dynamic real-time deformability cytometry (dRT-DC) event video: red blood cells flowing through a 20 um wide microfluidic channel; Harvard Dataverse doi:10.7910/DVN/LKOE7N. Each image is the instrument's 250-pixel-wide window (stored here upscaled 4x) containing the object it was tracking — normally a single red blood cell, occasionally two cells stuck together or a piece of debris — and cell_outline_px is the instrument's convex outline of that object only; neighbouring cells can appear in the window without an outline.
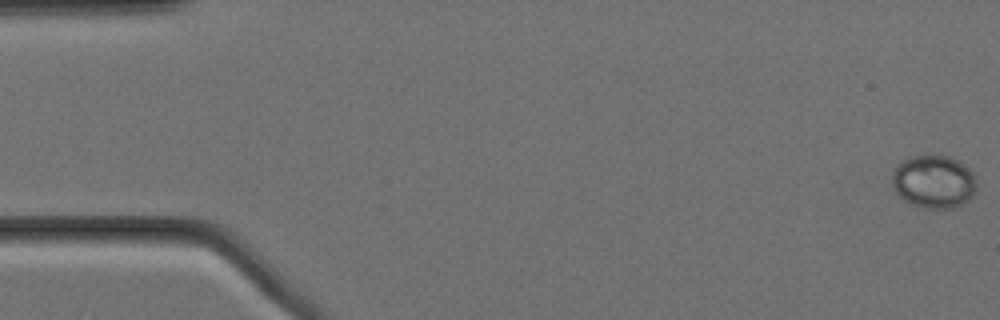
{"species": "Egyptian fruit bat (a non-hibernating species)", "species_latin": "Rousettus aegyptiacus", "temperature_condition": "cold", "stored_images_in_passage": 59, "camera_frame_rate_fps": 3000, "um_per_image_px": 0.085, "animal": {"sex": "female"}, "frame": {"image": 1, "passage_image": 1, "time_ms": 0.0, "image_size_px": [1000, 320], "cell_outline_px": [[976, 192], [968, 200], [956, 208], [924, 208], [912, 204], [904, 200], [892, 188], [892, 172], [896, 164], [908, 156], [924, 152], [928, 152], [948, 156], [964, 164], [972, 172], [976, 184]], "centroid_in_image_um": [79.33, 15.39], "position_along_channel_um": 5.7, "area_um2": 26.93}}
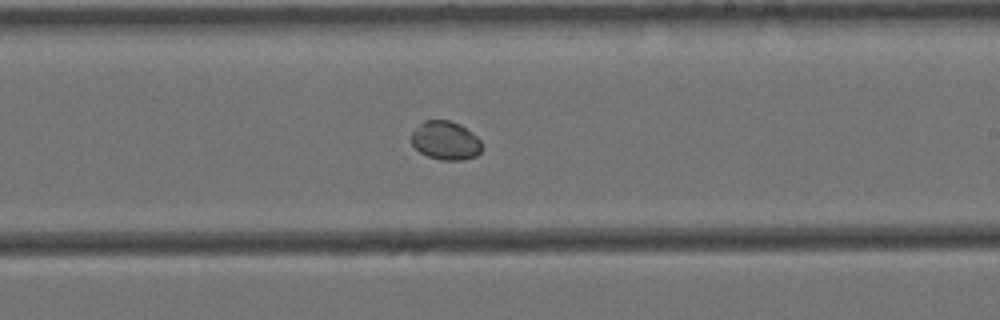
{"frame": {"image": 2, "passage_image": 34, "time_ms": 11.0, "image_size_px": [1000, 320], "cell_outline_px": [[484, 148], [476, 156], [460, 160], [440, 160], [428, 156], [420, 152], [412, 144], [412, 132], [424, 120], [452, 120], [460, 124], [472, 132], [480, 140]], "centroid_in_image_um": [37.9, 11.94], "position_along_channel_um": 251.1, "area_um2": 15.95}}
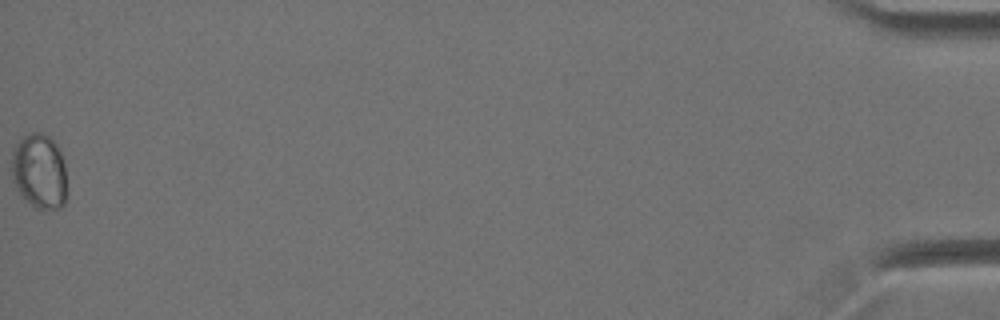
{"frame": {"image": 3, "passage_image": 59, "time_ms": 19.333, "image_size_px": [1000, 320], "cell_outline_px": [[68, 192], [64, 204], [60, 208], [36, 208], [16, 188], [12, 180], [12, 152], [16, 144], [24, 136], [32, 132], [44, 132], [56, 144], [60, 152], [64, 164]], "centroid_in_image_um": [3.37, 14.55], "position_along_channel_um": 431.8, "area_um2": 24.16}, "authors_computed_cell_mechanics": {"area_um2": 18.3226, "velocity_mm_per_s": 3.429, "shape_relaxation_time_tau1_ms": null, "shape_relaxation_time_tau2_ms": 8.9301, "deformation_change_tau1": null, "deformation_change_tau2": 0.0278}}